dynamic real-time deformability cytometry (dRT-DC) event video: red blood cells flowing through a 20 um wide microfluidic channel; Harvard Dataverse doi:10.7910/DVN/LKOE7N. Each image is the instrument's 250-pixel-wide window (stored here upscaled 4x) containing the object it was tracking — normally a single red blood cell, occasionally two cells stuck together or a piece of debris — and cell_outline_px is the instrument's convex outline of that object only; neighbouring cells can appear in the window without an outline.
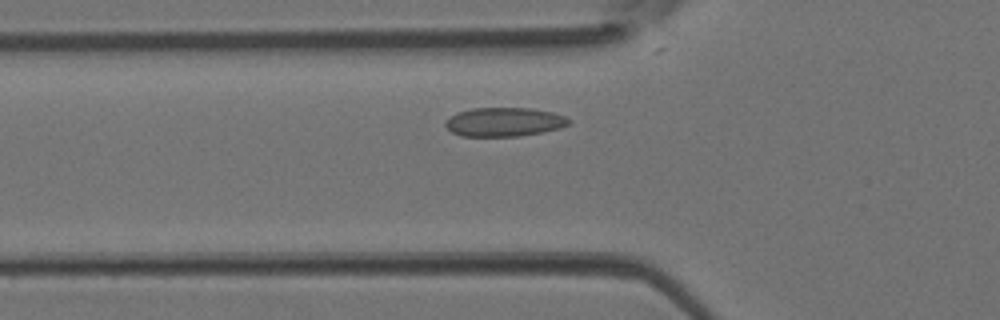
{"species": "Egyptian fruit bat (a non-hibernating species)", "species_latin": "Rousettus aegyptiacus", "temperature_condition": "room temperature", "stored_images_in_passage": 32, "camera_frame_rate_fps": 3000, "um_per_image_px": 0.085, "animal": {"sex": "female"}, "frame": {"image": 1, "passage_image": 7, "time_ms": 2.0, "image_size_px": [1000, 320], "cell_outline_px": [[568, 124], [560, 128], [544, 132], [520, 136], [460, 136], [452, 132], [444, 124], [444, 120], [456, 112], [472, 108], [532, 108], [552, 112], [564, 116], [568, 120]], "centroid_in_image_um": [42.81, 10.36], "position_along_channel_um": 83.0, "area_um2": 20.87}}
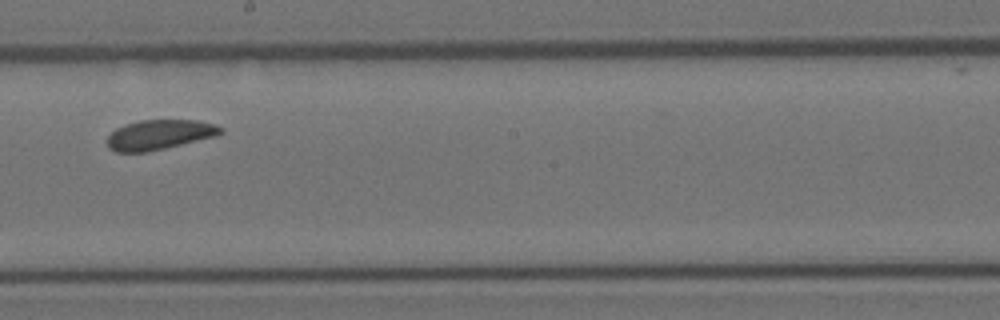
{"frame": {"image": 2, "passage_image": 17, "time_ms": 5.333, "image_size_px": [1000, 320], "cell_outline_px": [[224, 132], [212, 136], [148, 152], [116, 152], [108, 148], [108, 136], [116, 128], [124, 124], [140, 120], [196, 120], [216, 124], [224, 128]], "centroid_in_image_um": [13.52, 11.44], "position_along_channel_um": 234.7, "area_um2": 19.54}}
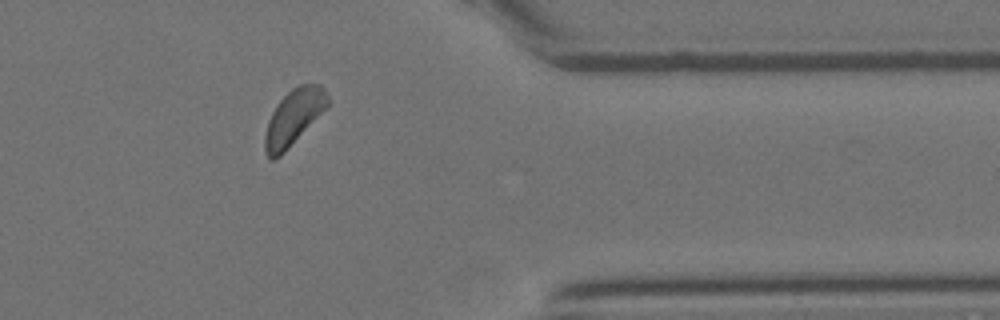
{"frame": {"image": 3, "passage_image": 28, "time_ms": 9.0, "image_size_px": [1000, 320], "cell_outline_px": [[332, 100], [284, 152], [280, 156], [272, 160], [268, 156], [264, 148], [264, 136], [268, 120], [272, 112], [280, 100], [292, 88], [300, 84], [320, 84], [324, 88]], "centroid_in_image_um": [24.95, 9.94], "position_along_channel_um": 386.4, "area_um2": 19.88}}